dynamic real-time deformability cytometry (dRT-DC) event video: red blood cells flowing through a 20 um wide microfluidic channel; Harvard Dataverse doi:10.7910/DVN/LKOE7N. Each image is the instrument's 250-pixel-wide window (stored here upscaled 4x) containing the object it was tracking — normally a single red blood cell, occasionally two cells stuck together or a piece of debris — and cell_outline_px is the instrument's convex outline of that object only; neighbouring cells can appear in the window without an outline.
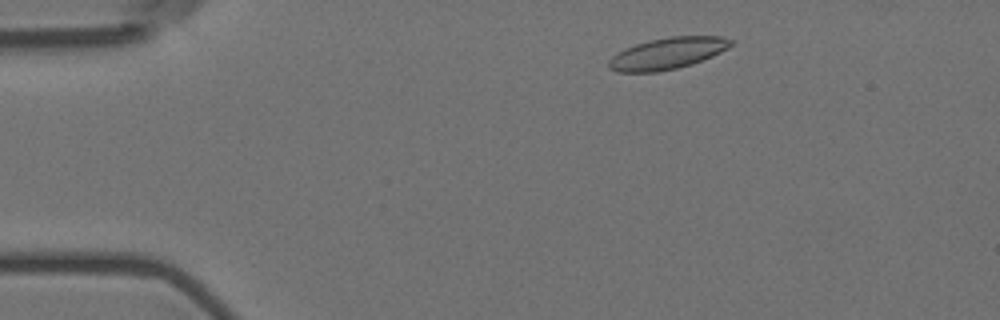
{"species": "Egyptian fruit bat (a non-hibernating species)", "species_latin": "Rousettus aegyptiacus", "temperature_condition": "room temperature", "stored_images_in_passage": 45, "camera_frame_rate_fps": 3000, "um_per_image_px": 0.085, "animal": {"sex": "female"}, "frame": {"image": 1, "passage_image": 5, "time_ms": 1.333, "image_size_px": [1000, 320], "cell_outline_px": [[732, 44], [728, 48], [712, 56], [692, 64], [676, 68], [656, 72], [616, 72], [608, 68], [608, 60], [612, 56], [624, 48], [648, 40], [668, 36], [720, 36], [732, 40]], "centroid_in_image_um": [56.7, 4.53], "position_along_channel_um": 28.3, "area_um2": 22.48}}
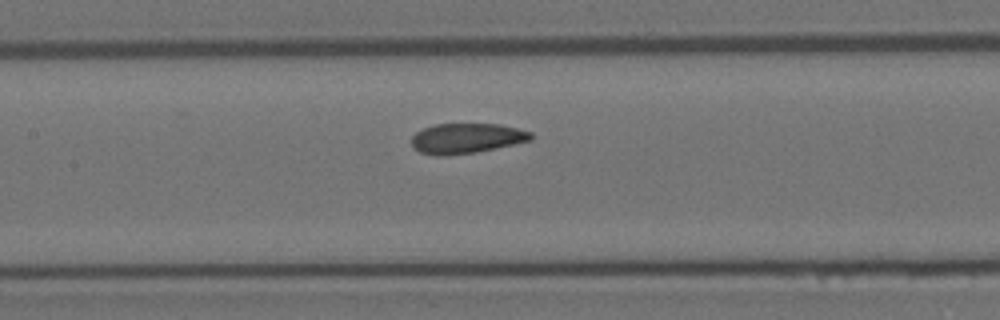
{"frame": {"image": 2, "passage_image": 22, "time_ms": 7.0, "image_size_px": [1000, 320], "cell_outline_px": [[532, 140], [476, 152], [444, 156], [436, 156], [420, 152], [412, 148], [412, 136], [416, 132], [424, 128], [436, 124], [500, 124], [532, 132]], "centroid_in_image_um": [39.63, 11.76], "position_along_channel_um": 167.8, "area_um2": 20.92}}
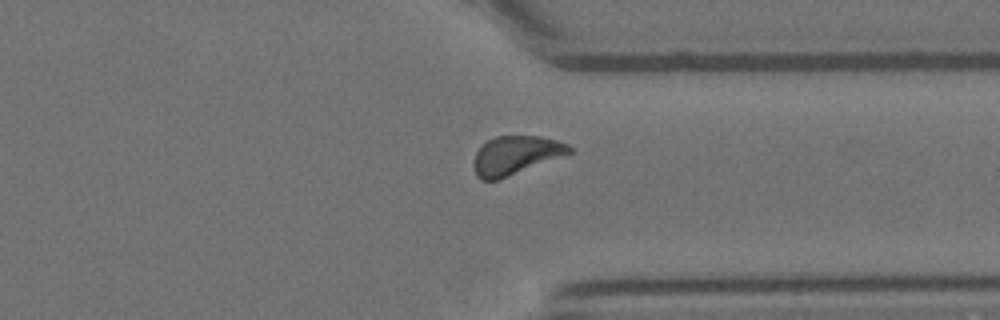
{"frame": {"image": 3, "passage_image": 39, "time_ms": 12.667, "image_size_px": [1000, 320], "cell_outline_px": [[572, 152], [496, 180], [480, 180], [476, 176], [472, 164], [476, 152], [488, 140], [496, 136], [540, 136], [556, 140], [568, 144], [572, 148]], "centroid_in_image_um": [43.79, 13.19], "position_along_channel_um": 367.6, "area_um2": 21.1}, "authors_computed_cell_mechanics": {"area_um2": 21.6172, "velocity_mm_per_s": 3.5435, "shape_relaxation_time_tau1_ms": 4.15, "shape_relaxation_time_tau2_ms": 1.4937, "deformation_change_tau1": 0.1079, "deformation_change_tau2": 0.059}}